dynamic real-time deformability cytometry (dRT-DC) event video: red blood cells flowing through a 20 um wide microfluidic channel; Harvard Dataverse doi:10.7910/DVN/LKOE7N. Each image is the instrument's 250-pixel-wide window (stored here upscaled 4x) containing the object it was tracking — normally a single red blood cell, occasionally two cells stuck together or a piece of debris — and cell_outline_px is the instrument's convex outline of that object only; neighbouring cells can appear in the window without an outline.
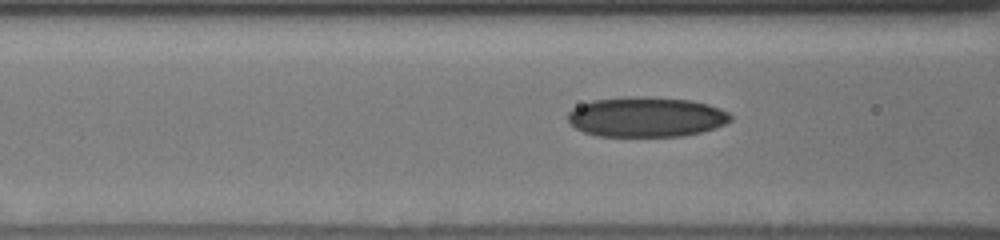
{"species": "human", "species_latin": "Homo sapiens", "temperature_condition": "cold", "stored_images_in_passage": 10, "camera_frame_rate_fps": 3000, "um_per_image_px": 0.085, "donor": {"sex": "male"}, "frame": {"image": 1, "passage_image": 7, "time_ms": 2.0, "image_size_px": [1000, 240], "cell_outline_px": [[732, 120], [724, 124], [700, 132], [680, 136], [596, 136], [584, 132], [576, 128], [568, 120], [568, 112], [572, 108], [580, 104], [592, 100], [624, 96], [648, 96], [688, 100], [708, 104], [720, 108], [728, 112], [732, 116]], "centroid_in_image_um": [54.9, 9.93], "position_along_channel_um": 111.7, "area_um2": 38.09}}